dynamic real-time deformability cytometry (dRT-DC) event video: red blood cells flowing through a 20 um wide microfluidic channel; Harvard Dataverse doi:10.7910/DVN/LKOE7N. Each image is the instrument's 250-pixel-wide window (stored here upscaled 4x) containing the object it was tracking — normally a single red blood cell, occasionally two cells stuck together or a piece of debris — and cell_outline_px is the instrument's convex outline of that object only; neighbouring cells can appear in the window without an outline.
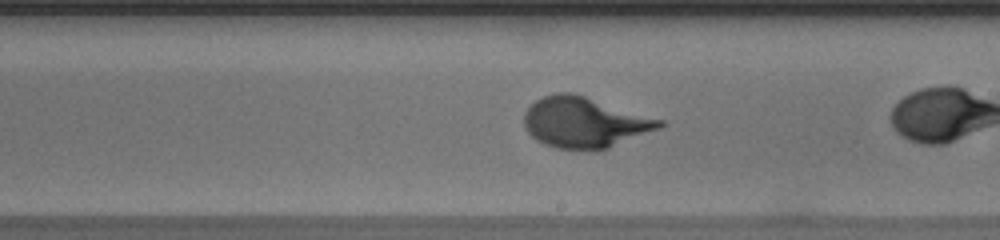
{"species": "human", "species_latin": "Homo sapiens", "temperature_condition": "warm", "stored_images_in_passage": 37, "camera_frame_rate_fps": 3000, "um_per_image_px": 0.085, "donor": {"sex": "male"}, "frame": {"image": 1, "passage_image": 27, "time_ms": 8.667, "image_size_px": [1000, 240], "cell_outline_px": [[664, 124], [660, 128], [608, 148], [556, 148], [544, 144], [536, 140], [528, 132], [524, 124], [524, 112], [536, 100], [544, 96], [556, 92], [572, 92], [664, 120]], "centroid_in_image_um": [49.68, 10.38], "position_along_channel_um": 239.3, "area_um2": 39.42}}